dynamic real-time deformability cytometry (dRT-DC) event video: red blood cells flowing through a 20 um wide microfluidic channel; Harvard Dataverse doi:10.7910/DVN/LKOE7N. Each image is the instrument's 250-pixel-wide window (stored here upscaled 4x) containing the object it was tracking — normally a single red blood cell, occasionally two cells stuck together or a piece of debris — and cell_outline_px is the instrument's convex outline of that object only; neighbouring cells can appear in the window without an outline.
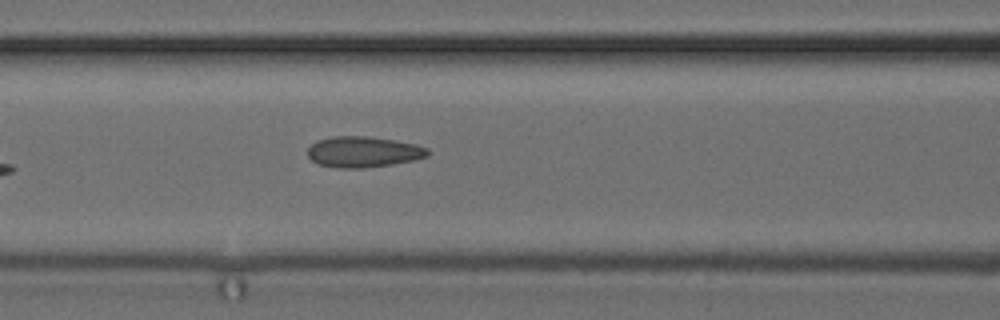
{"species": "common noctule bat (a hibernating species)", "species_latin": "Nyctalus noctula", "temperature_condition": "cold", "stored_images_in_passage": 4, "segment_of_instrument_passage": [1, 2], "camera_frame_rate_fps": 3000, "um_per_image_px": 0.085, "animal": {"sex": "female", "body_mass_g": 24.6, "forearm_length_mm": 56.2}, "frame": {"image": 1, "passage_image": 3, "time_ms": 0.667, "image_size_px": [1000, 320], "cell_outline_px": [[428, 156], [416, 160], [392, 164], [364, 168], [336, 168], [316, 164], [308, 156], [308, 148], [316, 140], [332, 136], [368, 136], [396, 140], [416, 144], [428, 148]], "centroid_in_image_um": [30.87, 12.91], "position_along_channel_um": 135.7, "area_um2": 21.85}}